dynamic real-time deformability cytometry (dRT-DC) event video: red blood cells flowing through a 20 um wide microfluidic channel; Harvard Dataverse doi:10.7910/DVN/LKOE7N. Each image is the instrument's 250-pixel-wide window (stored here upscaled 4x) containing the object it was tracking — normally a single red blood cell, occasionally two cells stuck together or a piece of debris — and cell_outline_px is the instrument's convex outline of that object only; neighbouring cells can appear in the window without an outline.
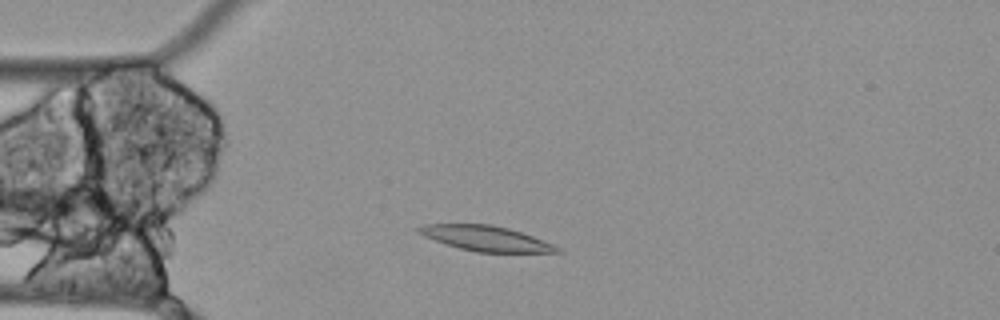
{"species": "Egyptian fruit bat (a non-hibernating species)", "species_latin": "Rousettus aegyptiacus", "temperature_condition": "cold", "stored_images_in_passage": 44, "camera_frame_rate_fps": 3000, "um_per_image_px": 0.085, "animal": {"sex": "female"}, "frame": {"image": 1, "passage_image": 1, "time_ms": 0.0, "image_size_px": [1000, 320], "cell_outline_px": [[564, 252], [476, 252], [460, 248], [424, 236], [416, 232], [416, 228], [424, 224], [492, 224], [508, 228], [532, 236], [552, 244], [560, 248]], "centroid_in_image_um": [41.28, 20.25], "position_along_channel_um": 43.7, "area_um2": 20.0}}
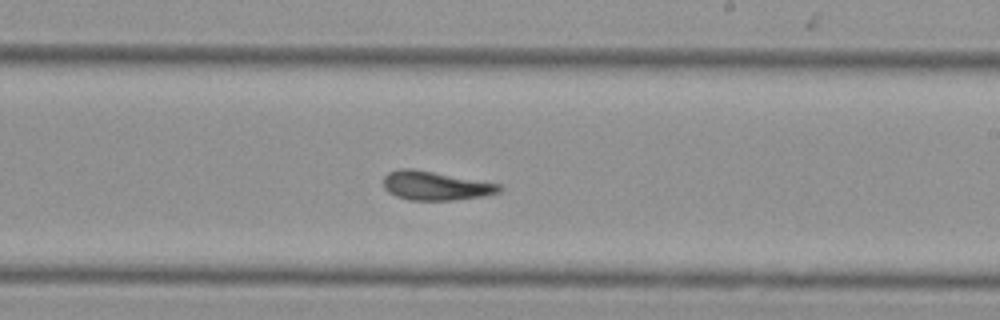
{"frame": {"image": 2, "passage_image": 20, "time_ms": 6.333, "image_size_px": [1000, 320], "cell_outline_px": [[504, 188], [500, 192], [484, 196], [456, 200], [408, 200], [396, 196], [388, 192], [384, 188], [384, 176], [388, 172], [400, 168], [412, 168], [500, 184]], "centroid_in_image_um": [37.01, 15.79], "position_along_channel_um": 252.0, "area_um2": 19.59}}
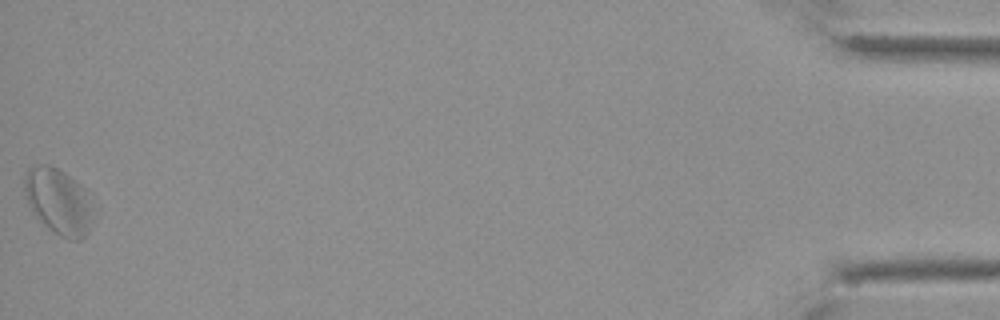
{"frame": {"image": 3, "passage_image": 44, "time_ms": 14.333, "image_size_px": [1000, 320], "cell_outline_px": [[92, 212], [88, 232], [80, 240], [68, 240], [60, 236], [48, 228], [32, 212], [28, 204], [24, 192], [24, 176], [28, 168], [40, 164], [48, 164], [64, 172], [88, 188], [92, 192]], "centroid_in_image_um": [5.0, 17.09], "position_along_channel_um": 430.2, "area_um2": 26.93}, "authors_computed_cell_mechanics": {"area_um2": 20.2011, "velocity_mm_per_s": 3.4162, "shape_relaxation_time_tau1_ms": null, "shape_relaxation_time_tau2_ms": 5.2829, "deformation_change_tau1": null, "deformation_change_tau2": 0.1518}}